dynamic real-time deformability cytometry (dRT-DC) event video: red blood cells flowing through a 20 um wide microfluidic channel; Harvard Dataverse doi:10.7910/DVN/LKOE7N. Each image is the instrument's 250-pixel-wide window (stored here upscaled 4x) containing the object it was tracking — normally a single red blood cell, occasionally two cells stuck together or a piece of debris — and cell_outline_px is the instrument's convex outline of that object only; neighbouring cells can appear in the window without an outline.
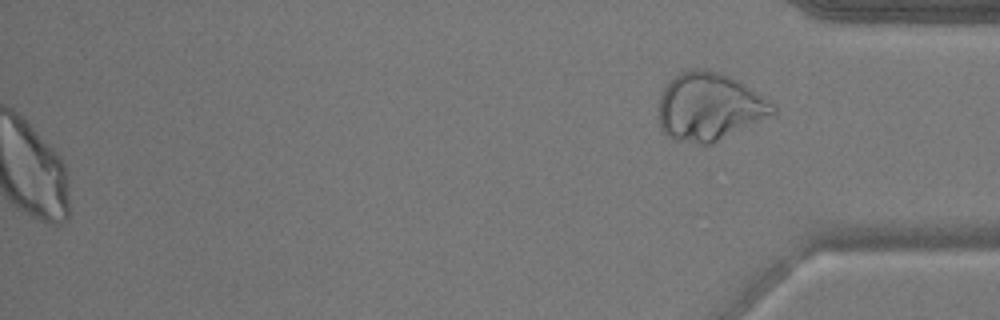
{"species": "common noctule bat (a hibernating species)", "species_latin": "Nyctalus noctula", "temperature_condition": "warm", "stored_images_in_passage": 52, "segment_of_instrument_passage": [2, 2], "camera_frame_rate_fps": 3000, "um_per_image_px": 0.085, "animal": {"sex": "male", "body_mass_g": 17.9}, "frame": {"image": 1, "passage_image": 52, "time_ms": 17.0, "image_size_px": [1000, 320], "cell_outline_px": [[776, 112], [712, 144], [700, 144], [680, 140], [664, 132], [660, 128], [660, 96], [668, 80], [680, 72], [692, 68], [704, 68], [740, 80], [776, 104]], "centroid_in_image_um": [60.31, 9.04], "position_along_channel_um": 374.9, "area_um2": 44.85}}